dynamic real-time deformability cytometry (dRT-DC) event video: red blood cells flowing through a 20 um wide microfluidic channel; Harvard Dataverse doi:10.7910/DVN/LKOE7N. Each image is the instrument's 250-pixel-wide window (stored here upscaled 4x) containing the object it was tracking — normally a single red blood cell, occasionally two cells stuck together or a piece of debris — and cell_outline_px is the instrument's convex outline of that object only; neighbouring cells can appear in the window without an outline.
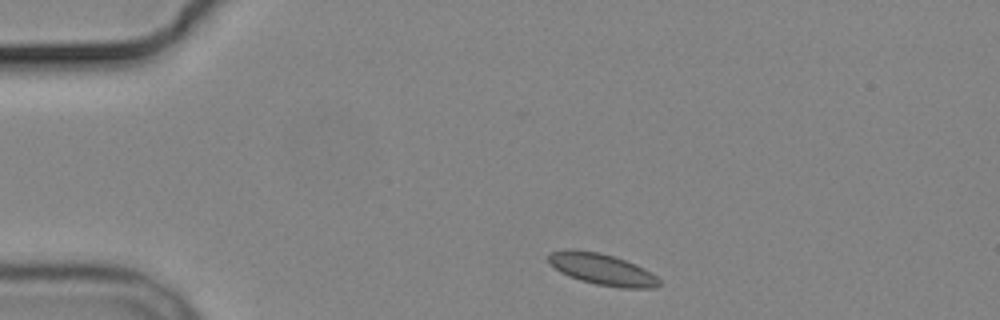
{"species": "common noctule bat (a hibernating species)", "species_latin": "Nyctalus noctula", "temperature_condition": "cold", "stored_images_in_passage": 5, "camera_frame_rate_fps": 3000, "um_per_image_px": 0.085, "animal": {"sex": "male", "body_mass_g": 19.2, "forearm_length_mm": 51.8}, "frame": {"image": 1, "passage_image": 1, "time_ms": 0.0, "image_size_px": [1000, 320], "cell_outline_px": [[660, 284], [656, 288], [620, 288], [596, 284], [580, 280], [560, 272], [548, 264], [548, 252], [568, 248], [572, 248], [600, 252], [636, 264], [652, 272], [660, 280]], "centroid_in_image_um": [51.14, 22.87], "position_along_channel_um": 33.9, "area_um2": 20.58}}
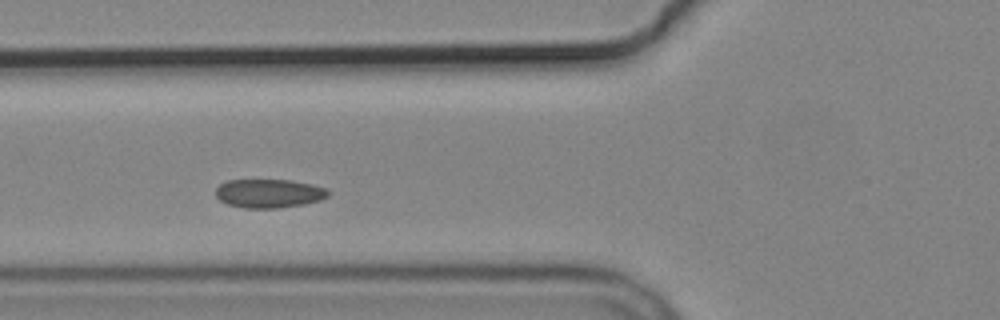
{"frame": {"image": 2, "passage_image": 4, "time_ms": 3.333, "image_size_px": [1000, 320], "cell_outline_px": [[328, 196], [320, 200], [304, 204], [280, 208], [244, 208], [228, 204], [220, 200], [216, 196], [216, 188], [220, 184], [228, 180], [292, 180], [312, 184], [324, 188], [328, 192]], "centroid_in_image_um": [22.85, 16.44], "position_along_channel_um": 103.0, "area_um2": 18.79}}
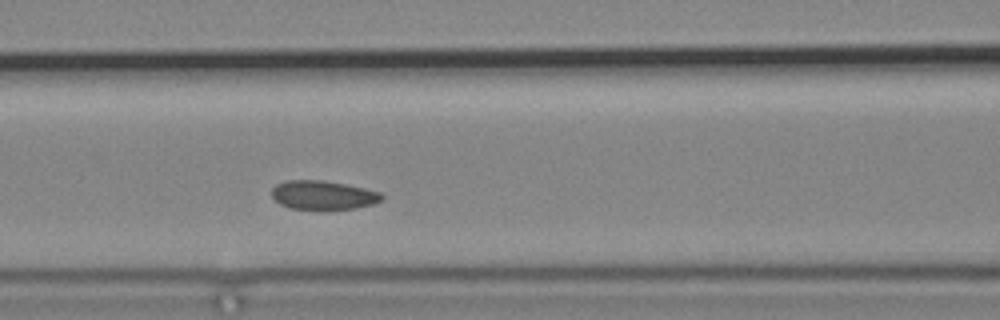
{"frame": {"image": 3, "passage_image": 5, "time_ms": 4.333, "image_size_px": [1000, 320], "cell_outline_px": [[384, 200], [372, 204], [356, 208], [324, 212], [288, 208], [280, 204], [272, 196], [272, 188], [276, 184], [288, 180], [324, 180], [364, 188], [380, 192], [384, 196]], "centroid_in_image_um": [27.47, 16.63], "position_along_channel_um": 139.1, "area_um2": 19.25}}